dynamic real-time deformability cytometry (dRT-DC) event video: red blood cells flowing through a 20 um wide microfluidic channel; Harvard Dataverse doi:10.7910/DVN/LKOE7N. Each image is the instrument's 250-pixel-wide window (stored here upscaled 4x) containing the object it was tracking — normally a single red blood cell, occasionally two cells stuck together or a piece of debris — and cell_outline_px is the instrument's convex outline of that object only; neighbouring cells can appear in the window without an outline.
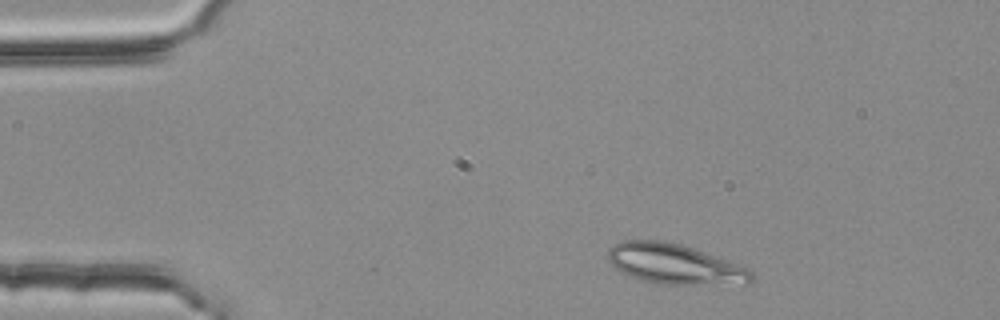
{"species": "common noctule bat (a hibernating species)", "species_latin": "Nyctalus noctula", "temperature_condition": "room temperature", "stored_images_in_passage": 2, "camera_frame_rate_fps": 3000, "um_per_image_px": 0.085, "animal": {"sex": "female", "body_mass_g": 25.1}, "frame": {"image": 1, "passage_image": 1, "time_ms": 0.0, "image_size_px": [1000, 320], "cell_outline_px": [[752, 284], [660, 284], [640, 280], [608, 264], [608, 252], [620, 240], [664, 240], [680, 244], [704, 252], [736, 264], [752, 272]], "centroid_in_image_um": [57.31, 22.45], "position_along_channel_um": 27.7, "area_um2": 33.18}}